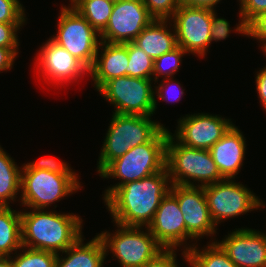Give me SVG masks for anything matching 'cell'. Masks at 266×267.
<instances>
[{
	"label": "cell",
	"mask_w": 266,
	"mask_h": 267,
	"mask_svg": "<svg viewBox=\"0 0 266 267\" xmlns=\"http://www.w3.org/2000/svg\"><path fill=\"white\" fill-rule=\"evenodd\" d=\"M171 182L167 168L137 181L117 187L105 200L115 224L148 227Z\"/></svg>",
	"instance_id": "6da1fadb"
},
{
	"label": "cell",
	"mask_w": 266,
	"mask_h": 267,
	"mask_svg": "<svg viewBox=\"0 0 266 267\" xmlns=\"http://www.w3.org/2000/svg\"><path fill=\"white\" fill-rule=\"evenodd\" d=\"M20 211L22 246L54 252H64L83 234V220L73 213H57L45 209Z\"/></svg>",
	"instance_id": "7a4b0ae2"
},
{
	"label": "cell",
	"mask_w": 266,
	"mask_h": 267,
	"mask_svg": "<svg viewBox=\"0 0 266 267\" xmlns=\"http://www.w3.org/2000/svg\"><path fill=\"white\" fill-rule=\"evenodd\" d=\"M169 130L165 126L147 143L131 148L123 156L110 162L100 173L101 178L120 180L104 191L105 200L117 187L166 168V144Z\"/></svg>",
	"instance_id": "3957f363"
},
{
	"label": "cell",
	"mask_w": 266,
	"mask_h": 267,
	"mask_svg": "<svg viewBox=\"0 0 266 267\" xmlns=\"http://www.w3.org/2000/svg\"><path fill=\"white\" fill-rule=\"evenodd\" d=\"M166 168L171 185L204 187L225 179L209 150L183 145L170 131L166 144Z\"/></svg>",
	"instance_id": "277c9868"
},
{
	"label": "cell",
	"mask_w": 266,
	"mask_h": 267,
	"mask_svg": "<svg viewBox=\"0 0 266 267\" xmlns=\"http://www.w3.org/2000/svg\"><path fill=\"white\" fill-rule=\"evenodd\" d=\"M151 117L112 113L97 161L98 174L131 148L149 142L164 127Z\"/></svg>",
	"instance_id": "5b68a950"
},
{
	"label": "cell",
	"mask_w": 266,
	"mask_h": 267,
	"mask_svg": "<svg viewBox=\"0 0 266 267\" xmlns=\"http://www.w3.org/2000/svg\"><path fill=\"white\" fill-rule=\"evenodd\" d=\"M78 179L77 174L22 169L20 206L27 209H46L81 189L82 185Z\"/></svg>",
	"instance_id": "8992f818"
},
{
	"label": "cell",
	"mask_w": 266,
	"mask_h": 267,
	"mask_svg": "<svg viewBox=\"0 0 266 267\" xmlns=\"http://www.w3.org/2000/svg\"><path fill=\"white\" fill-rule=\"evenodd\" d=\"M115 225L118 227L115 232L106 230L97 235L103 242L106 256L112 253L121 267H143L165 249L147 227L144 232L143 227Z\"/></svg>",
	"instance_id": "52a82bcc"
},
{
	"label": "cell",
	"mask_w": 266,
	"mask_h": 267,
	"mask_svg": "<svg viewBox=\"0 0 266 267\" xmlns=\"http://www.w3.org/2000/svg\"><path fill=\"white\" fill-rule=\"evenodd\" d=\"M57 25V34L50 38L90 70L101 42L100 34L70 4L61 6Z\"/></svg>",
	"instance_id": "ba28073f"
},
{
	"label": "cell",
	"mask_w": 266,
	"mask_h": 267,
	"mask_svg": "<svg viewBox=\"0 0 266 267\" xmlns=\"http://www.w3.org/2000/svg\"><path fill=\"white\" fill-rule=\"evenodd\" d=\"M234 179H223L204 186L210 215L215 225L249 211L265 208L263 201L247 186Z\"/></svg>",
	"instance_id": "9c48e42d"
},
{
	"label": "cell",
	"mask_w": 266,
	"mask_h": 267,
	"mask_svg": "<svg viewBox=\"0 0 266 267\" xmlns=\"http://www.w3.org/2000/svg\"><path fill=\"white\" fill-rule=\"evenodd\" d=\"M152 79L129 76L108 80L99 90L117 114L154 115V89Z\"/></svg>",
	"instance_id": "30bf717a"
},
{
	"label": "cell",
	"mask_w": 266,
	"mask_h": 267,
	"mask_svg": "<svg viewBox=\"0 0 266 267\" xmlns=\"http://www.w3.org/2000/svg\"><path fill=\"white\" fill-rule=\"evenodd\" d=\"M215 10L205 7L180 4L171 21L174 25L177 44L189 55L203 58L211 45V20Z\"/></svg>",
	"instance_id": "8fae6325"
},
{
	"label": "cell",
	"mask_w": 266,
	"mask_h": 267,
	"mask_svg": "<svg viewBox=\"0 0 266 267\" xmlns=\"http://www.w3.org/2000/svg\"><path fill=\"white\" fill-rule=\"evenodd\" d=\"M36 57L34 64L37 73H40L38 77L52 84L50 86L79 82V78L89 74V70L78 59L51 38L40 47Z\"/></svg>",
	"instance_id": "7c38bea8"
},
{
	"label": "cell",
	"mask_w": 266,
	"mask_h": 267,
	"mask_svg": "<svg viewBox=\"0 0 266 267\" xmlns=\"http://www.w3.org/2000/svg\"><path fill=\"white\" fill-rule=\"evenodd\" d=\"M153 20L142 0H117L100 39L108 43L133 42Z\"/></svg>",
	"instance_id": "4fadbf2b"
},
{
	"label": "cell",
	"mask_w": 266,
	"mask_h": 267,
	"mask_svg": "<svg viewBox=\"0 0 266 267\" xmlns=\"http://www.w3.org/2000/svg\"><path fill=\"white\" fill-rule=\"evenodd\" d=\"M178 201L187 230V241H197L217 233L203 187L171 185L169 191Z\"/></svg>",
	"instance_id": "5bb4252c"
},
{
	"label": "cell",
	"mask_w": 266,
	"mask_h": 267,
	"mask_svg": "<svg viewBox=\"0 0 266 267\" xmlns=\"http://www.w3.org/2000/svg\"><path fill=\"white\" fill-rule=\"evenodd\" d=\"M172 135L183 145L209 150L233 125L231 119L209 113L186 114Z\"/></svg>",
	"instance_id": "9a60e30c"
},
{
	"label": "cell",
	"mask_w": 266,
	"mask_h": 267,
	"mask_svg": "<svg viewBox=\"0 0 266 267\" xmlns=\"http://www.w3.org/2000/svg\"><path fill=\"white\" fill-rule=\"evenodd\" d=\"M147 228L165 249H177L182 246L181 251H187L196 244L187 243L183 214L177 199L170 192L162 199Z\"/></svg>",
	"instance_id": "2e32d148"
},
{
	"label": "cell",
	"mask_w": 266,
	"mask_h": 267,
	"mask_svg": "<svg viewBox=\"0 0 266 267\" xmlns=\"http://www.w3.org/2000/svg\"><path fill=\"white\" fill-rule=\"evenodd\" d=\"M233 230L216 240L229 259L237 267H266V232L247 227Z\"/></svg>",
	"instance_id": "e0dca14e"
},
{
	"label": "cell",
	"mask_w": 266,
	"mask_h": 267,
	"mask_svg": "<svg viewBox=\"0 0 266 267\" xmlns=\"http://www.w3.org/2000/svg\"><path fill=\"white\" fill-rule=\"evenodd\" d=\"M243 133L233 124L210 149L213 161L225 179H235L245 160L246 141Z\"/></svg>",
	"instance_id": "ac0fdd59"
},
{
	"label": "cell",
	"mask_w": 266,
	"mask_h": 267,
	"mask_svg": "<svg viewBox=\"0 0 266 267\" xmlns=\"http://www.w3.org/2000/svg\"><path fill=\"white\" fill-rule=\"evenodd\" d=\"M128 61V42L122 44L101 41L88 74L94 82L95 90L98 91L112 78L126 76Z\"/></svg>",
	"instance_id": "d6986e66"
},
{
	"label": "cell",
	"mask_w": 266,
	"mask_h": 267,
	"mask_svg": "<svg viewBox=\"0 0 266 267\" xmlns=\"http://www.w3.org/2000/svg\"><path fill=\"white\" fill-rule=\"evenodd\" d=\"M133 43L152 59L178 47L175 28L171 20H153L135 38Z\"/></svg>",
	"instance_id": "ffe728a7"
},
{
	"label": "cell",
	"mask_w": 266,
	"mask_h": 267,
	"mask_svg": "<svg viewBox=\"0 0 266 267\" xmlns=\"http://www.w3.org/2000/svg\"><path fill=\"white\" fill-rule=\"evenodd\" d=\"M83 235L64 253L57 255L55 267H104L106 252L101 238L96 235L84 243Z\"/></svg>",
	"instance_id": "44dd1931"
},
{
	"label": "cell",
	"mask_w": 266,
	"mask_h": 267,
	"mask_svg": "<svg viewBox=\"0 0 266 267\" xmlns=\"http://www.w3.org/2000/svg\"><path fill=\"white\" fill-rule=\"evenodd\" d=\"M21 170L0 145V206H11L21 191Z\"/></svg>",
	"instance_id": "7402d4cb"
},
{
	"label": "cell",
	"mask_w": 266,
	"mask_h": 267,
	"mask_svg": "<svg viewBox=\"0 0 266 267\" xmlns=\"http://www.w3.org/2000/svg\"><path fill=\"white\" fill-rule=\"evenodd\" d=\"M21 247L20 211L0 206V256H11Z\"/></svg>",
	"instance_id": "603a6c76"
},
{
	"label": "cell",
	"mask_w": 266,
	"mask_h": 267,
	"mask_svg": "<svg viewBox=\"0 0 266 267\" xmlns=\"http://www.w3.org/2000/svg\"><path fill=\"white\" fill-rule=\"evenodd\" d=\"M211 240L203 248L194 245L187 251H182V257L189 267H237L215 241Z\"/></svg>",
	"instance_id": "cb8c5ba5"
},
{
	"label": "cell",
	"mask_w": 266,
	"mask_h": 267,
	"mask_svg": "<svg viewBox=\"0 0 266 267\" xmlns=\"http://www.w3.org/2000/svg\"><path fill=\"white\" fill-rule=\"evenodd\" d=\"M114 1L74 0L70 5L100 34L107 26Z\"/></svg>",
	"instance_id": "d4e9b609"
},
{
	"label": "cell",
	"mask_w": 266,
	"mask_h": 267,
	"mask_svg": "<svg viewBox=\"0 0 266 267\" xmlns=\"http://www.w3.org/2000/svg\"><path fill=\"white\" fill-rule=\"evenodd\" d=\"M128 58L126 76L152 79L154 59L133 42H128Z\"/></svg>",
	"instance_id": "484cf974"
},
{
	"label": "cell",
	"mask_w": 266,
	"mask_h": 267,
	"mask_svg": "<svg viewBox=\"0 0 266 267\" xmlns=\"http://www.w3.org/2000/svg\"><path fill=\"white\" fill-rule=\"evenodd\" d=\"M19 250L12 256L13 267H55L58 254L54 252L30 249L24 246Z\"/></svg>",
	"instance_id": "4316f807"
},
{
	"label": "cell",
	"mask_w": 266,
	"mask_h": 267,
	"mask_svg": "<svg viewBox=\"0 0 266 267\" xmlns=\"http://www.w3.org/2000/svg\"><path fill=\"white\" fill-rule=\"evenodd\" d=\"M185 55H187V52L182 47L178 46L171 52L165 53L154 59L152 73L154 85L158 84V77H162L163 79L173 77L176 72H178L180 64L183 60L182 58Z\"/></svg>",
	"instance_id": "83f0119b"
},
{
	"label": "cell",
	"mask_w": 266,
	"mask_h": 267,
	"mask_svg": "<svg viewBox=\"0 0 266 267\" xmlns=\"http://www.w3.org/2000/svg\"><path fill=\"white\" fill-rule=\"evenodd\" d=\"M239 19L240 20L238 24H236V27H234V29L232 30L229 21L224 18L217 17V12L214 11L211 20V43L213 41L219 42L221 40H226L230 36V33L232 31H235L234 33L242 34L243 36H247V25L244 23L242 18Z\"/></svg>",
	"instance_id": "f1b7e54d"
},
{
	"label": "cell",
	"mask_w": 266,
	"mask_h": 267,
	"mask_svg": "<svg viewBox=\"0 0 266 267\" xmlns=\"http://www.w3.org/2000/svg\"><path fill=\"white\" fill-rule=\"evenodd\" d=\"M153 87H154V95L157 94L156 95L157 97L154 96V114L156 112L158 105L157 103L158 100H156L157 98H159V100L166 102H174V101L178 102L185 94L184 92L185 89H182L180 82L178 80L177 81L174 80L173 77L164 78L160 81V84H158V86H153Z\"/></svg>",
	"instance_id": "f546056e"
},
{
	"label": "cell",
	"mask_w": 266,
	"mask_h": 267,
	"mask_svg": "<svg viewBox=\"0 0 266 267\" xmlns=\"http://www.w3.org/2000/svg\"><path fill=\"white\" fill-rule=\"evenodd\" d=\"M20 0H0V22L26 24V14Z\"/></svg>",
	"instance_id": "4dcf8cb0"
},
{
	"label": "cell",
	"mask_w": 266,
	"mask_h": 267,
	"mask_svg": "<svg viewBox=\"0 0 266 267\" xmlns=\"http://www.w3.org/2000/svg\"><path fill=\"white\" fill-rule=\"evenodd\" d=\"M154 20H171L180 5L179 0H142Z\"/></svg>",
	"instance_id": "1f68e13d"
},
{
	"label": "cell",
	"mask_w": 266,
	"mask_h": 267,
	"mask_svg": "<svg viewBox=\"0 0 266 267\" xmlns=\"http://www.w3.org/2000/svg\"><path fill=\"white\" fill-rule=\"evenodd\" d=\"M68 164L69 163L65 161H59L53 157H46L38 159L37 161L27 162V164L24 163L22 164V169L47 170L58 174H76Z\"/></svg>",
	"instance_id": "d6a6232c"
},
{
	"label": "cell",
	"mask_w": 266,
	"mask_h": 267,
	"mask_svg": "<svg viewBox=\"0 0 266 267\" xmlns=\"http://www.w3.org/2000/svg\"><path fill=\"white\" fill-rule=\"evenodd\" d=\"M239 16L248 25L254 18L266 12V0H238Z\"/></svg>",
	"instance_id": "836d02e7"
},
{
	"label": "cell",
	"mask_w": 266,
	"mask_h": 267,
	"mask_svg": "<svg viewBox=\"0 0 266 267\" xmlns=\"http://www.w3.org/2000/svg\"><path fill=\"white\" fill-rule=\"evenodd\" d=\"M24 24H7L0 22V47L19 48L18 32Z\"/></svg>",
	"instance_id": "e575fe53"
},
{
	"label": "cell",
	"mask_w": 266,
	"mask_h": 267,
	"mask_svg": "<svg viewBox=\"0 0 266 267\" xmlns=\"http://www.w3.org/2000/svg\"><path fill=\"white\" fill-rule=\"evenodd\" d=\"M177 249H164L143 267H180L177 262Z\"/></svg>",
	"instance_id": "d590c367"
},
{
	"label": "cell",
	"mask_w": 266,
	"mask_h": 267,
	"mask_svg": "<svg viewBox=\"0 0 266 267\" xmlns=\"http://www.w3.org/2000/svg\"><path fill=\"white\" fill-rule=\"evenodd\" d=\"M247 37L260 43L266 40V12L261 13L247 25Z\"/></svg>",
	"instance_id": "8d00e7d4"
},
{
	"label": "cell",
	"mask_w": 266,
	"mask_h": 267,
	"mask_svg": "<svg viewBox=\"0 0 266 267\" xmlns=\"http://www.w3.org/2000/svg\"><path fill=\"white\" fill-rule=\"evenodd\" d=\"M18 50V48L0 47V73L12 69L14 61L19 53Z\"/></svg>",
	"instance_id": "74e56055"
},
{
	"label": "cell",
	"mask_w": 266,
	"mask_h": 267,
	"mask_svg": "<svg viewBox=\"0 0 266 267\" xmlns=\"http://www.w3.org/2000/svg\"><path fill=\"white\" fill-rule=\"evenodd\" d=\"M256 73L255 81L259 102L266 111V66Z\"/></svg>",
	"instance_id": "f35d334b"
},
{
	"label": "cell",
	"mask_w": 266,
	"mask_h": 267,
	"mask_svg": "<svg viewBox=\"0 0 266 267\" xmlns=\"http://www.w3.org/2000/svg\"><path fill=\"white\" fill-rule=\"evenodd\" d=\"M180 4L214 9L221 0H179Z\"/></svg>",
	"instance_id": "ab89813d"
},
{
	"label": "cell",
	"mask_w": 266,
	"mask_h": 267,
	"mask_svg": "<svg viewBox=\"0 0 266 267\" xmlns=\"http://www.w3.org/2000/svg\"><path fill=\"white\" fill-rule=\"evenodd\" d=\"M0 267H13L12 256H0Z\"/></svg>",
	"instance_id": "60d3db41"
},
{
	"label": "cell",
	"mask_w": 266,
	"mask_h": 267,
	"mask_svg": "<svg viewBox=\"0 0 266 267\" xmlns=\"http://www.w3.org/2000/svg\"><path fill=\"white\" fill-rule=\"evenodd\" d=\"M260 47H261L262 51L265 53L264 56H266V40L263 41V42L260 44Z\"/></svg>",
	"instance_id": "b9f144b4"
}]
</instances>
